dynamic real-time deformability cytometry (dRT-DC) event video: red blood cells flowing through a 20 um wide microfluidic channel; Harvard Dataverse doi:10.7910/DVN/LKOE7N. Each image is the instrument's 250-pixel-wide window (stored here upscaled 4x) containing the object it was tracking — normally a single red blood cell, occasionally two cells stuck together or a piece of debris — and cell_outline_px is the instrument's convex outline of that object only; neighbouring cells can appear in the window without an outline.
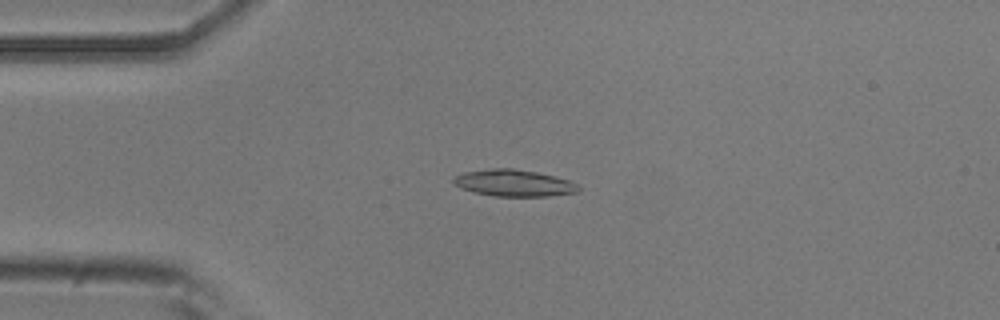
{"species": "common noctule bat (a hibernating species)", "species_latin": "Nyctalus noctula", "temperature_condition": "room temperature", "stored_images_in_passage": 51, "camera_frame_rate_fps": 3000, "um_per_image_px": 0.085, "animal": {"sex": "male", "body_mass_g": 20.5, "forearm_length_mm": 52.5}, "frame": {"image": 1, "passage_image": 12, "time_ms": 3.667, "image_size_px": [1000, 320], "cell_outline_px": [[580, 192], [548, 196], [492, 196], [460, 188], [452, 184], [452, 180], [456, 176], [464, 172], [488, 168], [512, 168], [536, 172], [556, 176], [568, 180], [576, 184], [580, 188]], "centroid_in_image_um": [43.67, 15.55], "position_along_channel_um": 41.3, "area_um2": 19.54}}
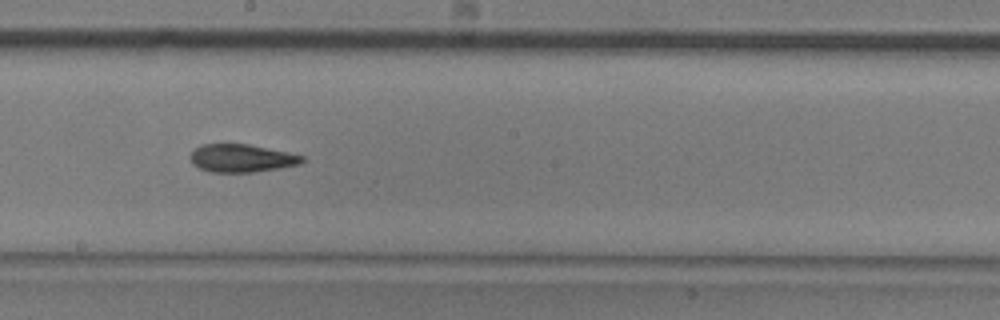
{"frame": {"image": 2, "passage_image": 28, "time_ms": 9.0, "image_size_px": [1000, 320], "cell_outline_px": [[304, 160], [300, 164], [252, 172], [212, 172], [200, 168], [192, 164], [188, 156], [200, 144], [248, 144], [288, 152], [304, 156]], "centroid_in_image_um": [20.5, 13.44], "position_along_channel_um": 227.7, "area_um2": 18.09}}
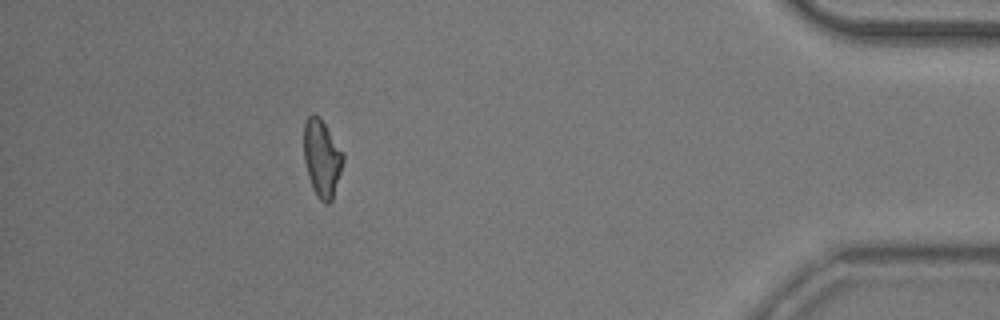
{"frame": {"image": 3, "passage_image": 46, "time_ms": 15.0, "image_size_px": [1000, 320], "cell_outline_px": [[344, 160], [332, 200], [328, 204], [324, 204], [316, 196], [312, 188], [308, 176], [304, 160], [304, 124], [308, 116], [312, 112], [320, 116], [344, 152]], "centroid_in_image_um": [27.36, 13.43], "position_along_channel_um": 407.8, "area_um2": 17.98}, "authors_computed_cell_mechanics": {"area_um2": 18.785, "velocity_mm_per_s": 3.8946, "shape_relaxation_time_tau1_ms": 5.2604, "shape_relaxation_time_tau2_ms": 3.8887, "deformation_change_tau1": 0.1676, "deformation_change_tau2": 0.1299}}